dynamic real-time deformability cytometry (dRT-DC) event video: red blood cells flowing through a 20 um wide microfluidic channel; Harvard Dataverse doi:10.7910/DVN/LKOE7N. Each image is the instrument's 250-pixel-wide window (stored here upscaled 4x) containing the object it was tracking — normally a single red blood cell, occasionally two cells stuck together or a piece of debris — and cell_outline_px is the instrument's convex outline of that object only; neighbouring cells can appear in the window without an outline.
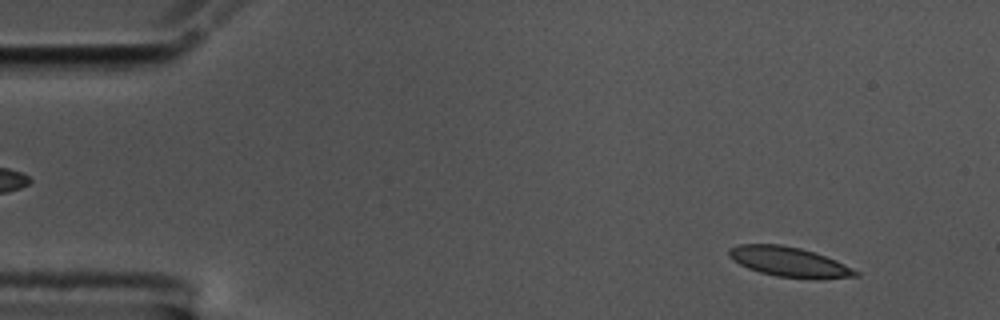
{"species": "common noctule bat (a hibernating species)", "species_latin": "Nyctalus noctula", "temperature_condition": "cold", "stored_images_in_passage": 56, "camera_frame_rate_fps": 3000, "um_per_image_px": 0.085, "animal": {"sex": "male", "body_mass_g": 17.5, "forearm_length_mm": 52.3}, "frame": {"image": 1, "passage_image": 5, "time_ms": 1.333, "image_size_px": [1000, 320], "cell_outline_px": [[860, 276], [816, 280], [780, 276], [760, 272], [748, 268], [732, 260], [728, 256], [728, 248], [740, 244], [780, 244], [800, 248], [836, 260], [860, 272]], "centroid_in_image_um": [67.09, 22.27], "position_along_channel_um": 17.9, "area_um2": 22.08}}
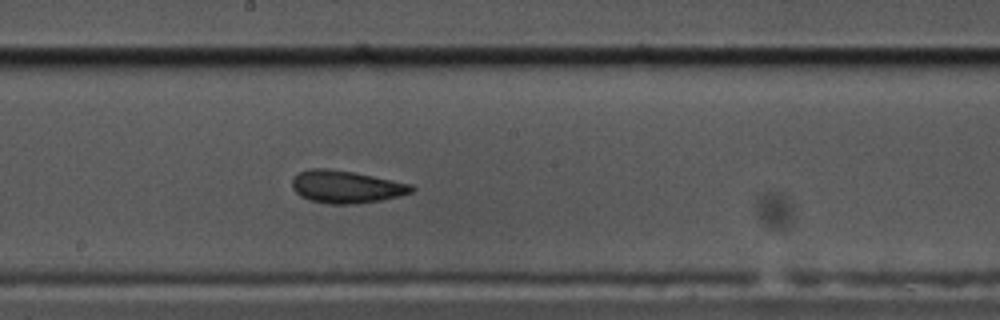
{"frame": {"image": 2, "passage_image": 30, "time_ms": 9.667, "image_size_px": [1000, 320], "cell_outline_px": [[416, 188], [412, 192], [400, 196], [380, 200], [356, 204], [328, 204], [312, 200], [300, 196], [292, 188], [292, 180], [300, 172], [308, 168], [328, 168], [352, 172], [412, 184]], "centroid_in_image_um": [29.43, 15.88], "position_along_channel_um": 218.8, "area_um2": 22.54}}
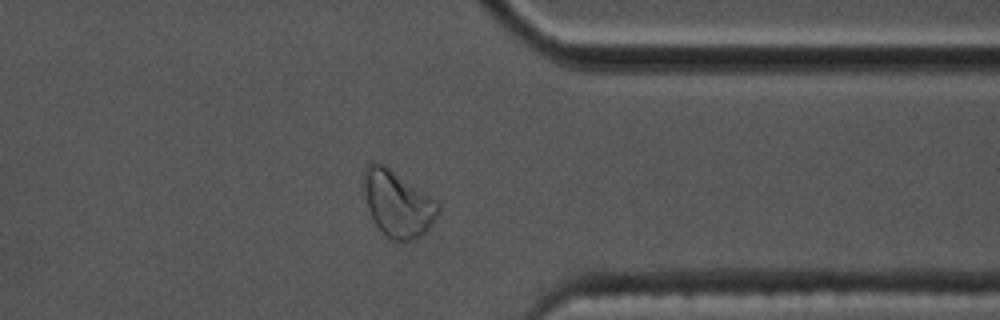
{"frame": {"image": 3, "passage_image": 44, "time_ms": 14.333, "image_size_px": [1000, 320], "cell_outline_px": [[440, 212], [432, 224], [420, 236], [404, 244], [392, 240], [376, 224], [368, 208], [364, 196], [364, 168], [372, 160], [384, 164], [432, 196], [440, 204]], "centroid_in_image_um": [33.82, 17.3], "position_along_channel_um": 377.6, "area_um2": 28.9}, "authors_computed_cell_mechanics": {"area_um2": 22.2819, "velocity_mm_per_s": 3.5362, "shape_relaxation_time_tau1_ms": 4.9831, "shape_relaxation_time_tau2_ms": 2.3919, "deformation_change_tau1": 0.1271, "deformation_change_tau2": 0.0836}}